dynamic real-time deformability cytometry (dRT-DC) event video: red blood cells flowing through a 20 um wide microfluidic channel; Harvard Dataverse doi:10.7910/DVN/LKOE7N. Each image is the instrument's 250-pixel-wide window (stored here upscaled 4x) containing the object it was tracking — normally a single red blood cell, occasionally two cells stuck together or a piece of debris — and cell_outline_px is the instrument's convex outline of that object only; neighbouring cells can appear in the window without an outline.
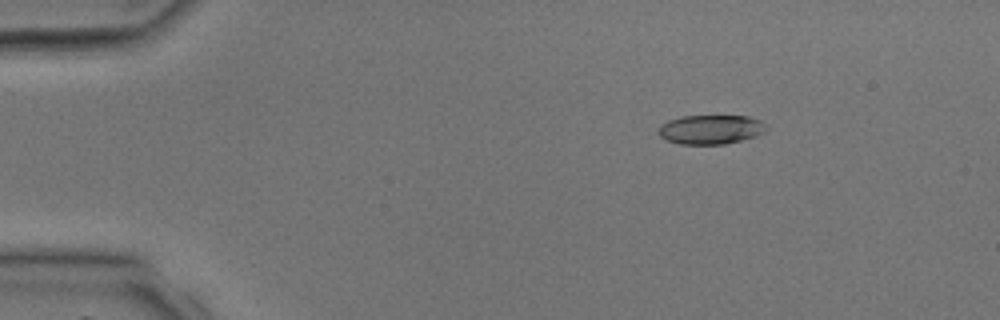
{"species": "common noctule bat (a hibernating species)", "species_latin": "Nyctalus noctula", "temperature_condition": "room temperature", "stored_images_in_passage": 40, "camera_frame_rate_fps": 3000, "um_per_image_px": 0.085, "animal": {"sex": "male", "body_mass_g": 17.9, "forearm_length_mm": 54.2}, "frame": {"image": 1, "passage_image": 7, "time_ms": 2.0, "image_size_px": [1000, 320], "cell_outline_px": [[764, 132], [756, 136], [724, 144], [680, 144], [664, 140], [656, 132], [660, 124], [668, 120], [680, 116], [748, 116], [760, 120], [764, 128]], "centroid_in_image_um": [60.31, 11.0], "position_along_channel_um": 24.7, "area_um2": 18.38}}
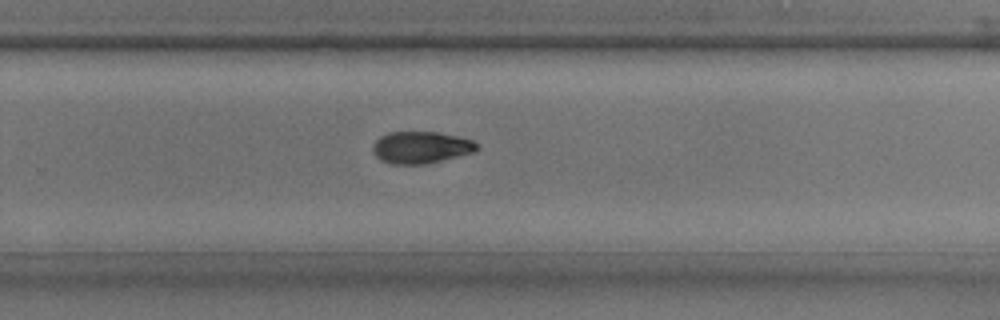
{"frame": {"image": 2, "passage_image": 27, "time_ms": 8.667, "image_size_px": [1000, 320], "cell_outline_px": [[480, 148], [476, 152], [424, 164], [388, 164], [380, 160], [376, 156], [372, 148], [376, 140], [380, 136], [388, 132], [436, 132], [460, 136], [472, 140]], "centroid_in_image_um": [35.79, 12.53], "position_along_channel_um": 294.0, "area_um2": 19.48}}
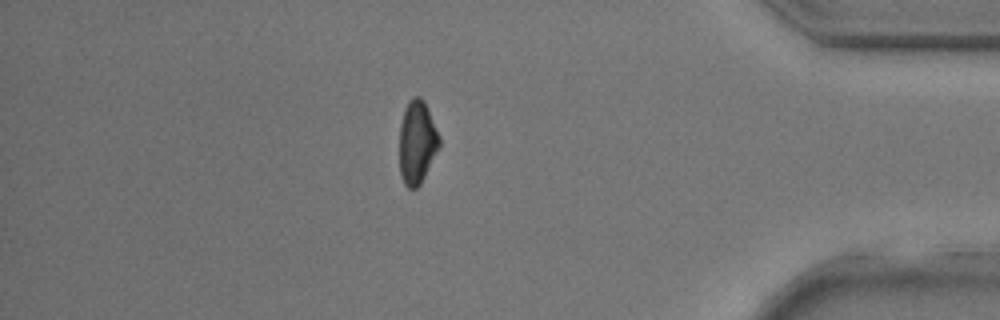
{"frame": {"image": 3, "passage_image": 35, "time_ms": 11.333, "image_size_px": [1000, 320], "cell_outline_px": [[440, 148], [420, 184], [416, 188], [408, 188], [404, 184], [400, 176], [400, 124], [404, 108], [408, 100], [412, 96], [420, 96], [424, 100], [440, 136]], "centroid_in_image_um": [35.45, 12.07], "position_along_channel_um": 399.7, "area_um2": 19.59}}